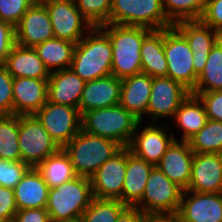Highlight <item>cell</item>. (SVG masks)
Instances as JSON below:
<instances>
[{"mask_svg": "<svg viewBox=\"0 0 222 222\" xmlns=\"http://www.w3.org/2000/svg\"><path fill=\"white\" fill-rule=\"evenodd\" d=\"M99 27L111 41L112 75L123 79L141 73V44L152 29L111 23Z\"/></svg>", "mask_w": 222, "mask_h": 222, "instance_id": "cell-1", "label": "cell"}, {"mask_svg": "<svg viewBox=\"0 0 222 222\" xmlns=\"http://www.w3.org/2000/svg\"><path fill=\"white\" fill-rule=\"evenodd\" d=\"M75 46L70 69L84 81L112 74V46L108 35L92 27Z\"/></svg>", "mask_w": 222, "mask_h": 222, "instance_id": "cell-2", "label": "cell"}, {"mask_svg": "<svg viewBox=\"0 0 222 222\" xmlns=\"http://www.w3.org/2000/svg\"><path fill=\"white\" fill-rule=\"evenodd\" d=\"M93 199L90 178L77 176L49 189L45 209L51 222H72L80 219Z\"/></svg>", "mask_w": 222, "mask_h": 222, "instance_id": "cell-3", "label": "cell"}, {"mask_svg": "<svg viewBox=\"0 0 222 222\" xmlns=\"http://www.w3.org/2000/svg\"><path fill=\"white\" fill-rule=\"evenodd\" d=\"M140 120L120 104L81 115V130L127 147Z\"/></svg>", "mask_w": 222, "mask_h": 222, "instance_id": "cell-4", "label": "cell"}, {"mask_svg": "<svg viewBox=\"0 0 222 222\" xmlns=\"http://www.w3.org/2000/svg\"><path fill=\"white\" fill-rule=\"evenodd\" d=\"M121 148L116 141L80 130L62 149L69 156L77 176L91 178Z\"/></svg>", "mask_w": 222, "mask_h": 222, "instance_id": "cell-5", "label": "cell"}, {"mask_svg": "<svg viewBox=\"0 0 222 222\" xmlns=\"http://www.w3.org/2000/svg\"><path fill=\"white\" fill-rule=\"evenodd\" d=\"M109 23L161 30L174 26L163 9V0H112Z\"/></svg>", "mask_w": 222, "mask_h": 222, "instance_id": "cell-6", "label": "cell"}, {"mask_svg": "<svg viewBox=\"0 0 222 222\" xmlns=\"http://www.w3.org/2000/svg\"><path fill=\"white\" fill-rule=\"evenodd\" d=\"M183 189L154 166L149 174L141 201L135 206L145 215L176 214Z\"/></svg>", "mask_w": 222, "mask_h": 222, "instance_id": "cell-7", "label": "cell"}, {"mask_svg": "<svg viewBox=\"0 0 222 222\" xmlns=\"http://www.w3.org/2000/svg\"><path fill=\"white\" fill-rule=\"evenodd\" d=\"M18 143L21 161L33 168L61 149L35 115H19Z\"/></svg>", "mask_w": 222, "mask_h": 222, "instance_id": "cell-8", "label": "cell"}, {"mask_svg": "<svg viewBox=\"0 0 222 222\" xmlns=\"http://www.w3.org/2000/svg\"><path fill=\"white\" fill-rule=\"evenodd\" d=\"M164 53L167 77L180 82L190 92L195 88L198 74L193 66V54L185 36L175 27L164 29Z\"/></svg>", "mask_w": 222, "mask_h": 222, "instance_id": "cell-9", "label": "cell"}, {"mask_svg": "<svg viewBox=\"0 0 222 222\" xmlns=\"http://www.w3.org/2000/svg\"><path fill=\"white\" fill-rule=\"evenodd\" d=\"M60 148L81 130L78 108L48 101L34 114Z\"/></svg>", "mask_w": 222, "mask_h": 222, "instance_id": "cell-10", "label": "cell"}, {"mask_svg": "<svg viewBox=\"0 0 222 222\" xmlns=\"http://www.w3.org/2000/svg\"><path fill=\"white\" fill-rule=\"evenodd\" d=\"M43 3L51 19L55 38L77 44L85 36L84 29H92V24L78 10L74 0H47Z\"/></svg>", "mask_w": 222, "mask_h": 222, "instance_id": "cell-11", "label": "cell"}, {"mask_svg": "<svg viewBox=\"0 0 222 222\" xmlns=\"http://www.w3.org/2000/svg\"><path fill=\"white\" fill-rule=\"evenodd\" d=\"M127 167V147H122L104 162L90 178L93 196L122 202V188Z\"/></svg>", "mask_w": 222, "mask_h": 222, "instance_id": "cell-12", "label": "cell"}, {"mask_svg": "<svg viewBox=\"0 0 222 222\" xmlns=\"http://www.w3.org/2000/svg\"><path fill=\"white\" fill-rule=\"evenodd\" d=\"M190 91L180 82L169 77L152 78V86L147 108V115L156 123L159 117H172L181 103L188 97Z\"/></svg>", "mask_w": 222, "mask_h": 222, "instance_id": "cell-13", "label": "cell"}, {"mask_svg": "<svg viewBox=\"0 0 222 222\" xmlns=\"http://www.w3.org/2000/svg\"><path fill=\"white\" fill-rule=\"evenodd\" d=\"M176 214L180 222H222V193L184 190Z\"/></svg>", "mask_w": 222, "mask_h": 222, "instance_id": "cell-14", "label": "cell"}, {"mask_svg": "<svg viewBox=\"0 0 222 222\" xmlns=\"http://www.w3.org/2000/svg\"><path fill=\"white\" fill-rule=\"evenodd\" d=\"M52 38L53 28L47 9L43 2H35L15 27V44L34 48Z\"/></svg>", "mask_w": 222, "mask_h": 222, "instance_id": "cell-15", "label": "cell"}, {"mask_svg": "<svg viewBox=\"0 0 222 222\" xmlns=\"http://www.w3.org/2000/svg\"><path fill=\"white\" fill-rule=\"evenodd\" d=\"M187 190L222 193V154L194 153Z\"/></svg>", "mask_w": 222, "mask_h": 222, "instance_id": "cell-16", "label": "cell"}, {"mask_svg": "<svg viewBox=\"0 0 222 222\" xmlns=\"http://www.w3.org/2000/svg\"><path fill=\"white\" fill-rule=\"evenodd\" d=\"M141 123V121L138 123L127 147L134 155L155 166L177 138L173 134L167 135L164 127H157L156 123L145 127L138 134L136 132Z\"/></svg>", "mask_w": 222, "mask_h": 222, "instance_id": "cell-17", "label": "cell"}, {"mask_svg": "<svg viewBox=\"0 0 222 222\" xmlns=\"http://www.w3.org/2000/svg\"><path fill=\"white\" fill-rule=\"evenodd\" d=\"M174 26L185 36L193 54V66L199 75L204 69L211 48L219 40V33L201 20H182Z\"/></svg>", "mask_w": 222, "mask_h": 222, "instance_id": "cell-18", "label": "cell"}, {"mask_svg": "<svg viewBox=\"0 0 222 222\" xmlns=\"http://www.w3.org/2000/svg\"><path fill=\"white\" fill-rule=\"evenodd\" d=\"M121 85V79L112 74L86 81L78 108L80 115L87 111L118 105Z\"/></svg>", "mask_w": 222, "mask_h": 222, "instance_id": "cell-19", "label": "cell"}, {"mask_svg": "<svg viewBox=\"0 0 222 222\" xmlns=\"http://www.w3.org/2000/svg\"><path fill=\"white\" fill-rule=\"evenodd\" d=\"M13 114L34 115L48 100V79L13 78Z\"/></svg>", "mask_w": 222, "mask_h": 222, "instance_id": "cell-20", "label": "cell"}, {"mask_svg": "<svg viewBox=\"0 0 222 222\" xmlns=\"http://www.w3.org/2000/svg\"><path fill=\"white\" fill-rule=\"evenodd\" d=\"M194 152L188 141L175 140L167 149L161 160L155 165L172 182L187 190Z\"/></svg>", "mask_w": 222, "mask_h": 222, "instance_id": "cell-21", "label": "cell"}, {"mask_svg": "<svg viewBox=\"0 0 222 222\" xmlns=\"http://www.w3.org/2000/svg\"><path fill=\"white\" fill-rule=\"evenodd\" d=\"M85 83L70 68L54 70L48 78V101L79 108Z\"/></svg>", "mask_w": 222, "mask_h": 222, "instance_id": "cell-22", "label": "cell"}, {"mask_svg": "<svg viewBox=\"0 0 222 222\" xmlns=\"http://www.w3.org/2000/svg\"><path fill=\"white\" fill-rule=\"evenodd\" d=\"M120 105L140 121L147 114L152 77L138 73L121 79Z\"/></svg>", "mask_w": 222, "mask_h": 222, "instance_id": "cell-23", "label": "cell"}, {"mask_svg": "<svg viewBox=\"0 0 222 222\" xmlns=\"http://www.w3.org/2000/svg\"><path fill=\"white\" fill-rule=\"evenodd\" d=\"M3 66L13 78L48 79L50 76L49 70L33 47H22L15 44Z\"/></svg>", "mask_w": 222, "mask_h": 222, "instance_id": "cell-24", "label": "cell"}, {"mask_svg": "<svg viewBox=\"0 0 222 222\" xmlns=\"http://www.w3.org/2000/svg\"><path fill=\"white\" fill-rule=\"evenodd\" d=\"M153 164L134 155L127 147V167L122 188V203L135 207L142 199Z\"/></svg>", "mask_w": 222, "mask_h": 222, "instance_id": "cell-25", "label": "cell"}, {"mask_svg": "<svg viewBox=\"0 0 222 222\" xmlns=\"http://www.w3.org/2000/svg\"><path fill=\"white\" fill-rule=\"evenodd\" d=\"M50 187L37 168L30 167L14 188L18 210L46 208Z\"/></svg>", "mask_w": 222, "mask_h": 222, "instance_id": "cell-26", "label": "cell"}, {"mask_svg": "<svg viewBox=\"0 0 222 222\" xmlns=\"http://www.w3.org/2000/svg\"><path fill=\"white\" fill-rule=\"evenodd\" d=\"M141 68L152 78L167 77V61L164 53V29L152 30L141 44Z\"/></svg>", "mask_w": 222, "mask_h": 222, "instance_id": "cell-27", "label": "cell"}, {"mask_svg": "<svg viewBox=\"0 0 222 222\" xmlns=\"http://www.w3.org/2000/svg\"><path fill=\"white\" fill-rule=\"evenodd\" d=\"M174 118L183 130L181 141H188L204 127L208 120L203 103L196 95L191 93L175 111Z\"/></svg>", "mask_w": 222, "mask_h": 222, "instance_id": "cell-28", "label": "cell"}, {"mask_svg": "<svg viewBox=\"0 0 222 222\" xmlns=\"http://www.w3.org/2000/svg\"><path fill=\"white\" fill-rule=\"evenodd\" d=\"M75 46L76 43L54 37L37 44L34 49L49 72H53L56 67L57 70L70 68Z\"/></svg>", "mask_w": 222, "mask_h": 222, "instance_id": "cell-29", "label": "cell"}, {"mask_svg": "<svg viewBox=\"0 0 222 222\" xmlns=\"http://www.w3.org/2000/svg\"><path fill=\"white\" fill-rule=\"evenodd\" d=\"M37 169L50 188L60 186L77 177L69 156L62 148L57 153L48 156Z\"/></svg>", "mask_w": 222, "mask_h": 222, "instance_id": "cell-30", "label": "cell"}, {"mask_svg": "<svg viewBox=\"0 0 222 222\" xmlns=\"http://www.w3.org/2000/svg\"><path fill=\"white\" fill-rule=\"evenodd\" d=\"M222 90V43L218 40L211 48L204 69L198 75L195 88L191 92Z\"/></svg>", "mask_w": 222, "mask_h": 222, "instance_id": "cell-31", "label": "cell"}, {"mask_svg": "<svg viewBox=\"0 0 222 222\" xmlns=\"http://www.w3.org/2000/svg\"><path fill=\"white\" fill-rule=\"evenodd\" d=\"M19 116L0 115V159L19 161Z\"/></svg>", "mask_w": 222, "mask_h": 222, "instance_id": "cell-32", "label": "cell"}, {"mask_svg": "<svg viewBox=\"0 0 222 222\" xmlns=\"http://www.w3.org/2000/svg\"><path fill=\"white\" fill-rule=\"evenodd\" d=\"M188 142L194 153L222 154V122L208 119Z\"/></svg>", "mask_w": 222, "mask_h": 222, "instance_id": "cell-33", "label": "cell"}, {"mask_svg": "<svg viewBox=\"0 0 222 222\" xmlns=\"http://www.w3.org/2000/svg\"><path fill=\"white\" fill-rule=\"evenodd\" d=\"M126 207V205L116 199L94 197L79 220L81 222H116L119 214Z\"/></svg>", "mask_w": 222, "mask_h": 222, "instance_id": "cell-34", "label": "cell"}, {"mask_svg": "<svg viewBox=\"0 0 222 222\" xmlns=\"http://www.w3.org/2000/svg\"><path fill=\"white\" fill-rule=\"evenodd\" d=\"M206 0H163V9L173 23L182 20H200Z\"/></svg>", "mask_w": 222, "mask_h": 222, "instance_id": "cell-35", "label": "cell"}, {"mask_svg": "<svg viewBox=\"0 0 222 222\" xmlns=\"http://www.w3.org/2000/svg\"><path fill=\"white\" fill-rule=\"evenodd\" d=\"M74 2L93 27L109 23L112 0H74Z\"/></svg>", "mask_w": 222, "mask_h": 222, "instance_id": "cell-36", "label": "cell"}, {"mask_svg": "<svg viewBox=\"0 0 222 222\" xmlns=\"http://www.w3.org/2000/svg\"><path fill=\"white\" fill-rule=\"evenodd\" d=\"M29 168L21 160L0 159V186L14 189Z\"/></svg>", "mask_w": 222, "mask_h": 222, "instance_id": "cell-37", "label": "cell"}, {"mask_svg": "<svg viewBox=\"0 0 222 222\" xmlns=\"http://www.w3.org/2000/svg\"><path fill=\"white\" fill-rule=\"evenodd\" d=\"M35 2L36 0H0V20L15 28Z\"/></svg>", "mask_w": 222, "mask_h": 222, "instance_id": "cell-38", "label": "cell"}, {"mask_svg": "<svg viewBox=\"0 0 222 222\" xmlns=\"http://www.w3.org/2000/svg\"><path fill=\"white\" fill-rule=\"evenodd\" d=\"M13 77L0 65V115L13 114Z\"/></svg>", "mask_w": 222, "mask_h": 222, "instance_id": "cell-39", "label": "cell"}, {"mask_svg": "<svg viewBox=\"0 0 222 222\" xmlns=\"http://www.w3.org/2000/svg\"><path fill=\"white\" fill-rule=\"evenodd\" d=\"M203 103L207 119L222 122V90L209 92H190Z\"/></svg>", "mask_w": 222, "mask_h": 222, "instance_id": "cell-40", "label": "cell"}, {"mask_svg": "<svg viewBox=\"0 0 222 222\" xmlns=\"http://www.w3.org/2000/svg\"><path fill=\"white\" fill-rule=\"evenodd\" d=\"M200 20L220 33L222 31V0H206Z\"/></svg>", "mask_w": 222, "mask_h": 222, "instance_id": "cell-41", "label": "cell"}, {"mask_svg": "<svg viewBox=\"0 0 222 222\" xmlns=\"http://www.w3.org/2000/svg\"><path fill=\"white\" fill-rule=\"evenodd\" d=\"M17 211L14 189L0 186V222H11Z\"/></svg>", "mask_w": 222, "mask_h": 222, "instance_id": "cell-42", "label": "cell"}, {"mask_svg": "<svg viewBox=\"0 0 222 222\" xmlns=\"http://www.w3.org/2000/svg\"><path fill=\"white\" fill-rule=\"evenodd\" d=\"M15 45V28L0 20V65H3L7 56Z\"/></svg>", "mask_w": 222, "mask_h": 222, "instance_id": "cell-43", "label": "cell"}, {"mask_svg": "<svg viewBox=\"0 0 222 222\" xmlns=\"http://www.w3.org/2000/svg\"><path fill=\"white\" fill-rule=\"evenodd\" d=\"M11 222H51L45 208H28L18 210Z\"/></svg>", "mask_w": 222, "mask_h": 222, "instance_id": "cell-44", "label": "cell"}, {"mask_svg": "<svg viewBox=\"0 0 222 222\" xmlns=\"http://www.w3.org/2000/svg\"><path fill=\"white\" fill-rule=\"evenodd\" d=\"M145 214L137 207L127 206L118 216L116 222H143Z\"/></svg>", "mask_w": 222, "mask_h": 222, "instance_id": "cell-45", "label": "cell"}, {"mask_svg": "<svg viewBox=\"0 0 222 222\" xmlns=\"http://www.w3.org/2000/svg\"><path fill=\"white\" fill-rule=\"evenodd\" d=\"M143 222H180L177 214H148Z\"/></svg>", "mask_w": 222, "mask_h": 222, "instance_id": "cell-46", "label": "cell"}, {"mask_svg": "<svg viewBox=\"0 0 222 222\" xmlns=\"http://www.w3.org/2000/svg\"><path fill=\"white\" fill-rule=\"evenodd\" d=\"M219 40H220L221 43H222V31L219 33Z\"/></svg>", "mask_w": 222, "mask_h": 222, "instance_id": "cell-47", "label": "cell"}, {"mask_svg": "<svg viewBox=\"0 0 222 222\" xmlns=\"http://www.w3.org/2000/svg\"><path fill=\"white\" fill-rule=\"evenodd\" d=\"M44 1H47V0H36V2H44Z\"/></svg>", "mask_w": 222, "mask_h": 222, "instance_id": "cell-48", "label": "cell"}]
</instances>
